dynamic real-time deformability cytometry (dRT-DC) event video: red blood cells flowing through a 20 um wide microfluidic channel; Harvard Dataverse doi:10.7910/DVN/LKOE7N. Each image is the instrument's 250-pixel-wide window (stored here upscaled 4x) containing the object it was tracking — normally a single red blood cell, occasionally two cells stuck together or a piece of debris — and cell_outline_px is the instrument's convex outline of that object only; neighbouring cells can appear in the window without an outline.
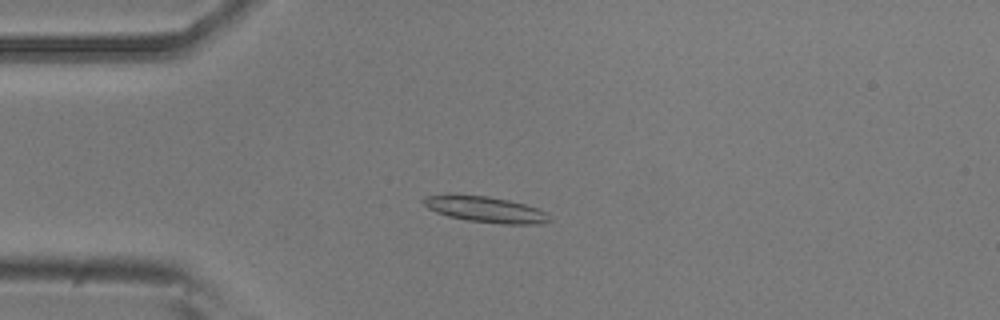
{"species": "common noctule bat (a hibernating species)", "species_latin": "Nyctalus noctula", "temperature_condition": "room temperature", "stored_images_in_passage": 6, "camera_frame_rate_fps": 3000, "um_per_image_px": 0.085, "animal": {"sex": "male", "body_mass_g": 20.5, "forearm_length_mm": 52.5}, "frame": {"image": 1, "passage_image": 4, "time_ms": 1.0, "image_size_px": [1000, 320], "cell_outline_px": [[552, 220], [540, 224], [504, 224], [468, 220], [448, 216], [436, 212], [428, 208], [420, 200], [424, 196], [448, 192], [488, 196], [508, 200], [540, 208], [548, 212]], "centroid_in_image_um": [41.23, 17.76], "position_along_channel_um": 43.8, "area_um2": 19.65}}
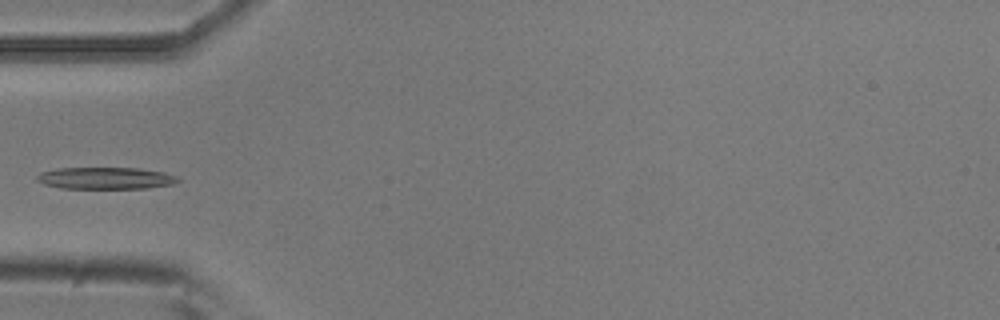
{"frame": {"image": 2, "passage_image": 5, "time_ms": 1.333, "image_size_px": [1000, 320], "cell_outline_px": [[180, 180], [172, 184], [144, 188], [60, 188], [44, 184], [36, 180], [36, 176], [44, 172], [60, 168], [140, 168], [164, 172], [176, 176]], "centroid_in_image_um": [8.98, 15.14], "position_along_channel_um": 76.0, "area_um2": 17.74}}
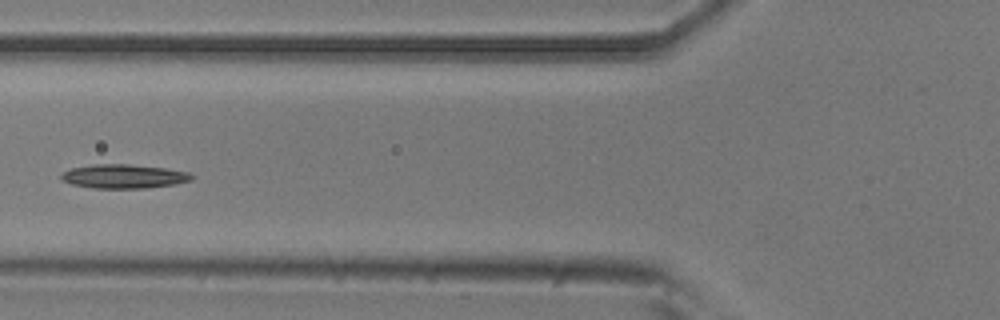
{"frame": {"image": 3, "passage_image": 6, "time_ms": 1.667, "image_size_px": [1000, 320], "cell_outline_px": [[196, 176], [192, 180], [172, 184], [144, 188], [92, 188], [72, 184], [60, 180], [60, 172], [72, 168], [92, 164], [128, 164], [164, 168], [188, 172]], "centroid_in_image_um": [10.47, 14.98], "position_along_channel_um": 115.3, "area_um2": 18.26}}